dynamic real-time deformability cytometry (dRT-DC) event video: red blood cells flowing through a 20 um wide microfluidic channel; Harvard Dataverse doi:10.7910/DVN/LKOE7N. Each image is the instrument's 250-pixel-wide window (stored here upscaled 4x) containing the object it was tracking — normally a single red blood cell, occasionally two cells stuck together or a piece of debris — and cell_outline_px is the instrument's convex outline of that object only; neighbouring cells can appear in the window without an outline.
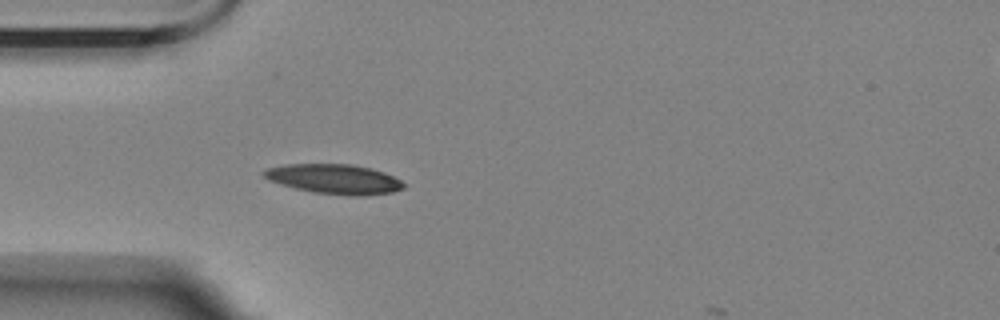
{"species": "Egyptian fruit bat (a non-hibernating species)", "species_latin": "Rousettus aegyptiacus", "temperature_condition": "room temperature", "stored_images_in_passage": 2, "camera_frame_rate_fps": 3000, "um_per_image_px": 0.085, "animal": {"sex": "female"}, "frame": {"image": 1, "passage_image": 1, "time_ms": 0.0, "image_size_px": [1000, 320], "cell_outline_px": [[408, 184], [404, 188], [392, 192], [356, 196], [348, 196], [312, 192], [280, 184], [264, 176], [260, 172], [264, 168], [284, 164], [352, 164], [372, 168], [384, 172]], "centroid_in_image_um": [28.42, 15.21], "position_along_channel_um": 56.6, "area_um2": 24.33}}